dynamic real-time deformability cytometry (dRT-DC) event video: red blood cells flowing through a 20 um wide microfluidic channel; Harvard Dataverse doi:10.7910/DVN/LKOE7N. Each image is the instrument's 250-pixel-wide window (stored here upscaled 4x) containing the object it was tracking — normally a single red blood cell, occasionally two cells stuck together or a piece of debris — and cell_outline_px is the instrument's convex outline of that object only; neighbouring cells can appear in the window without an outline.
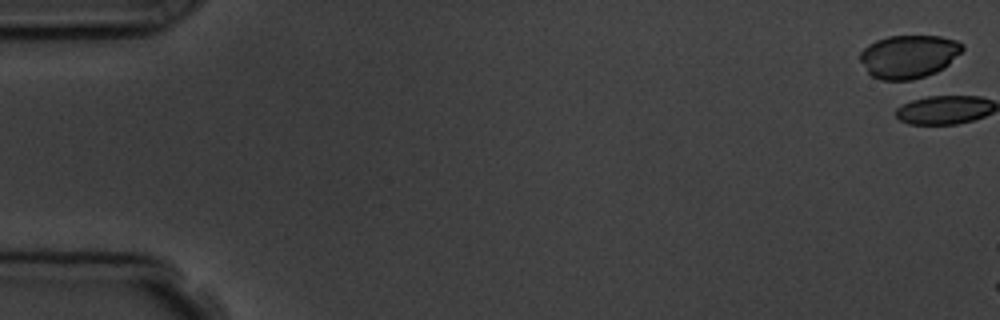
{"species": "common noctule bat (a hibernating species)", "species_latin": "Nyctalus noctula", "temperature_condition": "room temperature", "stored_images_in_passage": 3, "camera_frame_rate_fps": 3000, "um_per_image_px": 0.085, "animal": {"sex": "male", "body_mass_g": 19.5, "forearm_length_mm": 54.6}, "frame": {"image": 1, "passage_image": 1, "time_ms": 0.0, "image_size_px": [1000, 320], "cell_outline_px": [[964, 48], [948, 64], [936, 72], [912, 80], [880, 80], [872, 76], [868, 72], [860, 60], [860, 52], [868, 44], [876, 40], [888, 36], [940, 36], [956, 40], [964, 44]], "centroid_in_image_um": [77.22, 4.79], "position_along_channel_um": 7.8, "area_um2": 25.66}}